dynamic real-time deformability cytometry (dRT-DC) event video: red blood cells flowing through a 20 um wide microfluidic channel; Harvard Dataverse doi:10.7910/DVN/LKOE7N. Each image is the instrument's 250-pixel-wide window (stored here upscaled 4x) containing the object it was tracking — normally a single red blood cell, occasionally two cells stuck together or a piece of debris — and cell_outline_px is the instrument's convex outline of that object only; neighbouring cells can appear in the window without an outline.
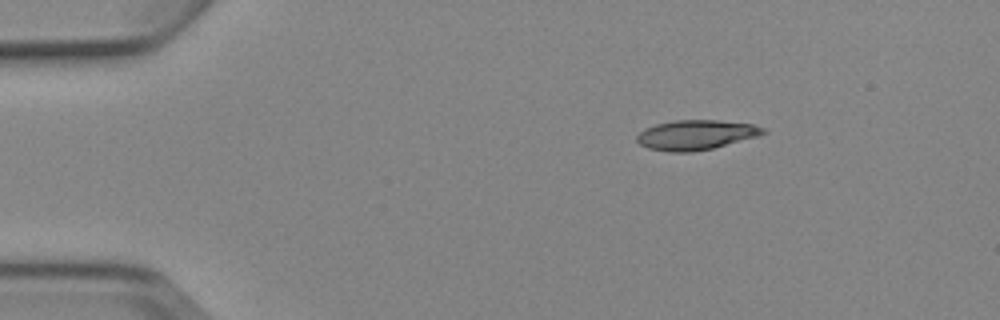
{"species": "Egyptian fruit bat (a non-hibernating species)", "species_latin": "Rousettus aegyptiacus", "temperature_condition": "cold", "stored_images_in_passage": 3, "camera_frame_rate_fps": 3000, "um_per_image_px": 0.085, "animal": {"sex": "female"}, "frame": {"image": 1, "passage_image": 1, "time_ms": 0.0, "image_size_px": [1000, 320], "cell_outline_px": [[768, 132], [756, 136], [712, 148], [692, 152], [672, 152], [648, 148], [640, 144], [636, 140], [636, 136], [644, 128], [656, 124], [676, 120], [720, 120], [752, 124], [764, 128]], "centroid_in_image_um": [59.12, 11.46], "position_along_channel_um": 25.9, "area_um2": 21.73}}